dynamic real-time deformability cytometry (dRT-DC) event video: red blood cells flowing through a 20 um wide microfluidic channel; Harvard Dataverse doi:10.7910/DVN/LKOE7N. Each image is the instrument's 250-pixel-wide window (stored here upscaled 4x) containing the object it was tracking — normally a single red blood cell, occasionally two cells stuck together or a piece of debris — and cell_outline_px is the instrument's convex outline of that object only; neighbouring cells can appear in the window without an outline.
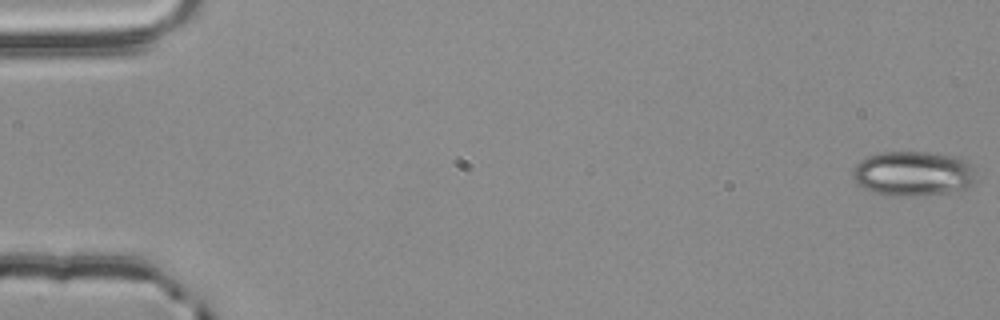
{"species": "common noctule bat (a hibernating species)", "species_latin": "Nyctalus noctula", "temperature_condition": "room temperature", "stored_images_in_passage": 5, "segment_of_instrument_passage": [1, 2], "camera_frame_rate_fps": 3000, "um_per_image_px": 0.085, "animal": {"sex": "male", "body_mass_g": 20.4}, "frame": {"image": 1, "passage_image": 1, "time_ms": 0.0, "image_size_px": [1000, 320], "cell_outline_px": [[976, 180], [964, 192], [924, 196], [896, 196], [872, 192], [856, 184], [852, 176], [852, 168], [860, 160], [868, 156], [880, 152], [936, 152], [960, 156], [968, 160], [972, 164], [976, 172]], "centroid_in_image_um": [77.71, 14.76], "position_along_channel_um": 7.3, "area_um2": 33.58}}